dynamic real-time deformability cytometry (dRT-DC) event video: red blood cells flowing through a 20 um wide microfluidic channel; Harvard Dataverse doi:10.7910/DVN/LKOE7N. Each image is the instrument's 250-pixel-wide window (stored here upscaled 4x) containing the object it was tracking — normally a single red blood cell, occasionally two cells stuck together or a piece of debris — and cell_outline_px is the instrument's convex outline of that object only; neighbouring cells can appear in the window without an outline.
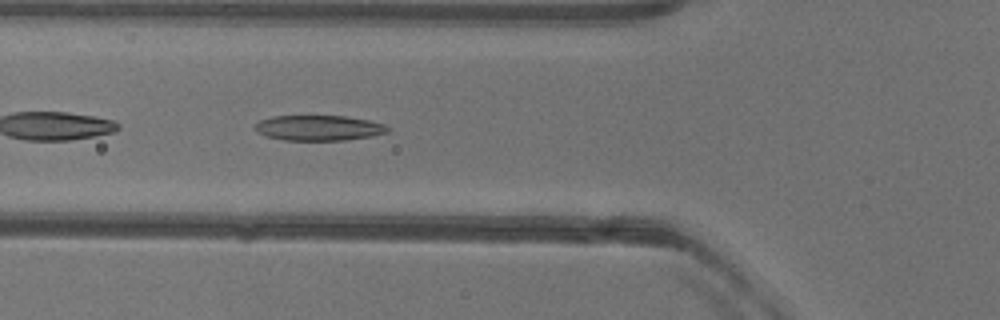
{"species": "common noctule bat (a hibernating species)", "species_latin": "Nyctalus noctula", "temperature_condition": "warm", "stored_images_in_passage": 50, "camera_frame_rate_fps": 3000, "um_per_image_px": 0.085, "animal": {"sex": "female"}, "frame": {"image": 1, "passage_image": 17, "time_ms": 5.333, "image_size_px": [1000, 320], "cell_outline_px": [[392, 128], [388, 132], [372, 136], [344, 140], [284, 140], [268, 136], [256, 132], [256, 124], [260, 120], [272, 116], [344, 116], [368, 120], [384, 124]], "centroid_in_image_um": [27.13, 10.87], "position_along_channel_um": 98.7, "area_um2": 19.48}}
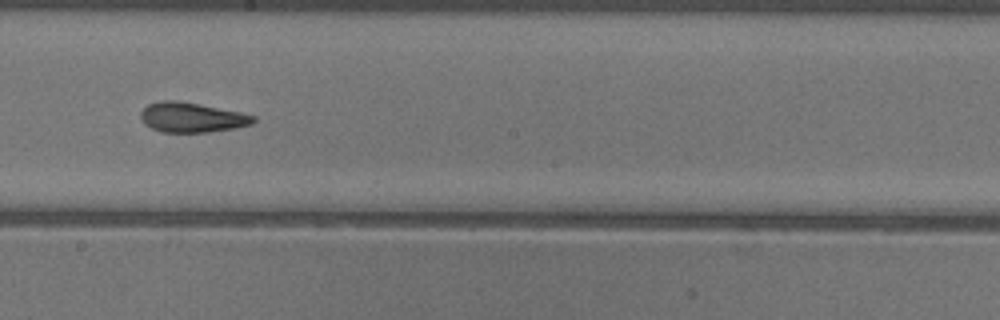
{"frame": {"image": 2, "passage_image": 27, "time_ms": 8.667, "image_size_px": [1000, 320], "cell_outline_px": [[256, 120], [252, 124], [232, 128], [208, 132], [160, 132], [144, 124], [140, 116], [140, 112], [148, 104], [160, 100], [176, 100], [200, 104], [240, 112], [256, 116]], "centroid_in_image_um": [16.28, 9.97], "position_along_channel_um": 231.9, "area_um2": 19.59}}
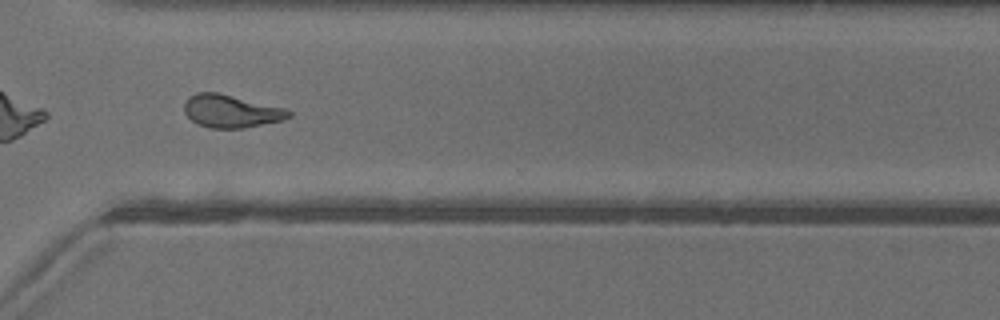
{"frame": {"image": 3, "passage_image": 36, "time_ms": 11.667, "image_size_px": [1000, 320], "cell_outline_px": [[292, 116], [284, 120], [244, 128], [208, 128], [196, 124], [184, 112], [184, 104], [188, 96], [196, 92], [220, 92], [284, 108], [292, 112]], "centroid_in_image_um": [19.63, 9.44], "position_along_channel_um": 351.0, "area_um2": 20.23}, "authors_computed_cell_mechanics": {"area_um2": 20.2878, "velocity_mm_per_s": 3.9828, "shape_relaxation_time_tau1_ms": 10.493, "shape_relaxation_time_tau2_ms": 3.0941, "deformation_change_tau1": 0.2879, "deformation_change_tau2": 0.1167}}